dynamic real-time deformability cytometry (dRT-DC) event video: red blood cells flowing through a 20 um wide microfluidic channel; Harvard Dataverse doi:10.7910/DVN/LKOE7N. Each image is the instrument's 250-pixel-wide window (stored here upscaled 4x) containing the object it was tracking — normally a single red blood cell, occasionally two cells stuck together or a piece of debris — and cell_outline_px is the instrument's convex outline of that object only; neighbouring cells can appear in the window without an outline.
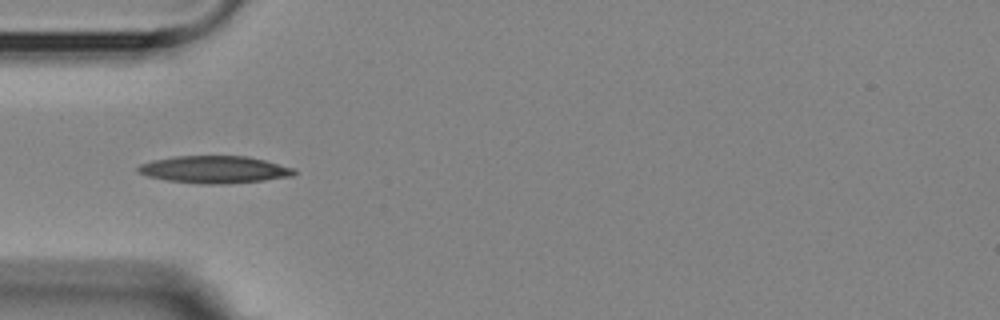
{"species": "Egyptian fruit bat (a non-hibernating species)", "species_latin": "Rousettus aegyptiacus", "temperature_condition": "room temperature", "stored_images_in_passage": 13, "camera_frame_rate_fps": 3000, "um_per_image_px": 0.085, "animal": {"sex": "female"}, "frame": {"image": 1, "passage_image": 4, "time_ms": 5.333, "image_size_px": [1000, 320], "cell_outline_px": [[296, 172], [292, 176], [264, 180], [228, 184], [200, 184], [164, 180], [148, 176], [140, 172], [136, 168], [140, 164], [152, 160], [176, 156], [248, 156], [296, 168]], "centroid_in_image_um": [18.24, 14.41], "position_along_channel_um": 66.8, "area_um2": 24.91}}
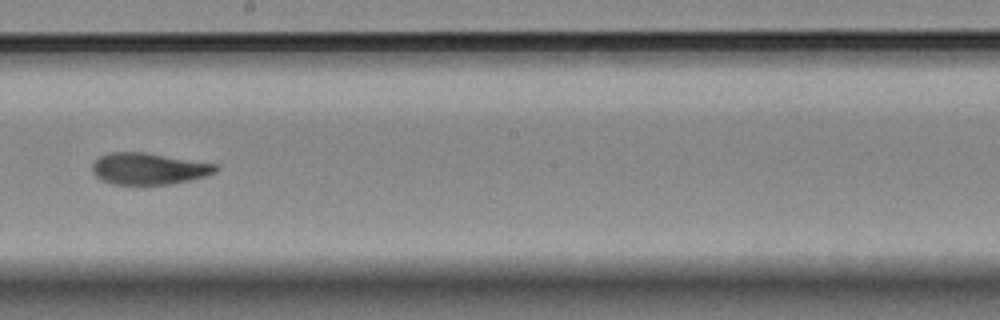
{"frame": {"image": 2, "passage_image": 8, "time_ms": 10.0, "image_size_px": [1000, 320], "cell_outline_px": [[220, 168], [216, 172], [204, 176], [188, 180], [168, 184], [112, 184], [100, 180], [92, 172], [92, 164], [100, 156], [112, 152], [144, 152], [220, 164]], "centroid_in_image_um": [12.66, 14.33], "position_along_channel_um": 235.5, "area_um2": 22.77}}
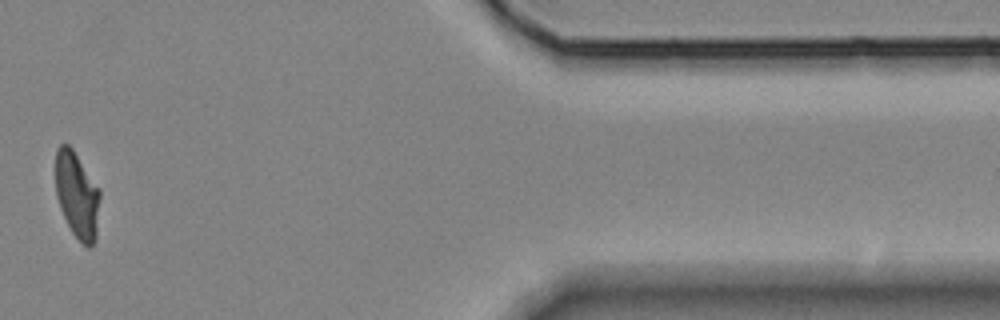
{"frame": {"image": 3, "passage_image": 12, "time_ms": 16.0, "image_size_px": [1000, 320], "cell_outline_px": [[100, 196], [96, 236], [92, 244], [88, 248], [72, 232], [60, 208], [56, 196], [56, 152], [60, 144], [68, 144], [72, 148], [100, 188]], "centroid_in_image_um": [6.55, 16.55], "position_along_channel_um": 404.8, "area_um2": 22.14}, "authors_computed_cell_mechanics": {"area_um2": 22.7732, "velocity_mm_per_s": 3.6126, "shape_relaxation_time_tau1_ms": 5.7835, "shape_relaxation_time_tau2_ms": 1.2948, "deformation_change_tau1": 0.1604, "deformation_change_tau2": 0.0583}}